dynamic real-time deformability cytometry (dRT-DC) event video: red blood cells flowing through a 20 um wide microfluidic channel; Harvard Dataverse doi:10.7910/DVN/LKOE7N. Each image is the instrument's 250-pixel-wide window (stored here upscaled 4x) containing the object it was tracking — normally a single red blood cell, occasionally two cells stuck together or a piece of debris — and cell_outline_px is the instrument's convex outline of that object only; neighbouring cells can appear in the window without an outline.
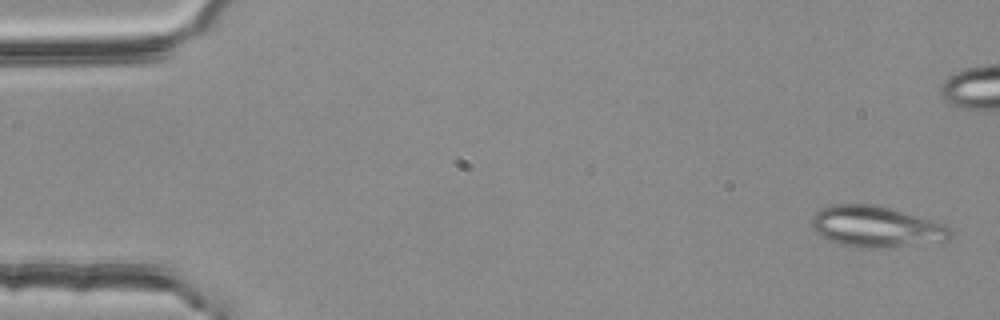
{"species": "common noctule bat (a hibernating species)", "species_latin": "Nyctalus noctula", "temperature_condition": "room temperature", "stored_images_in_passage": 6, "camera_frame_rate_fps": 3000, "um_per_image_px": 0.085, "animal": {"sex": "female", "body_mass_g": 25.1}, "frame": {"image": 1, "passage_image": 1, "time_ms": 0.0, "image_size_px": [1000, 320], "cell_outline_px": [[952, 236], [948, 240], [880, 248], [856, 248], [840, 244], [828, 240], [812, 232], [812, 216], [820, 208], [832, 204], [876, 204], [944, 224], [952, 228]], "centroid_in_image_um": [74.41, 19.27], "position_along_channel_um": 10.6, "area_um2": 33.29}}